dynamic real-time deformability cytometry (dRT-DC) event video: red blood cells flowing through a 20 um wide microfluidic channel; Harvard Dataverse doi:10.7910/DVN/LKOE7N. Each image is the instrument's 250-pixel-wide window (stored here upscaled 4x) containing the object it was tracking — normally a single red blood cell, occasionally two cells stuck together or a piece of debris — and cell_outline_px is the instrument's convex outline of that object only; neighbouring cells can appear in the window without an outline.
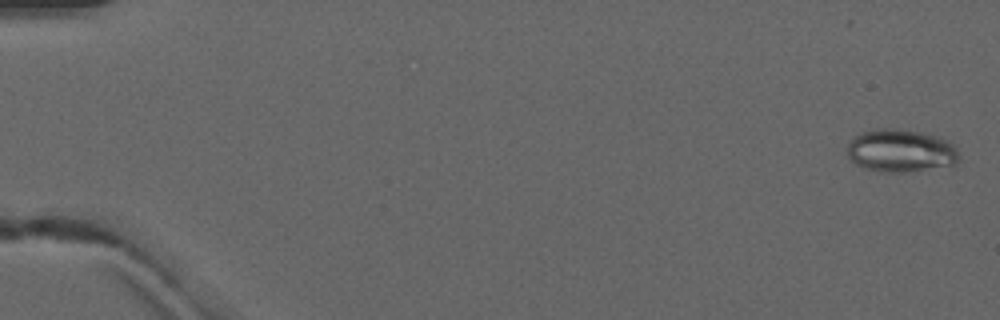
{"species": "common noctule bat (a hibernating species)", "species_latin": "Nyctalus noctula", "temperature_condition": "warm", "stored_images_in_passage": 5, "camera_frame_rate_fps": 3000, "um_per_image_px": 0.085, "animal": {"sex": "male", "forearm_length_mm": 52.5}, "frame": {"image": 1, "passage_image": 1, "time_ms": 0.0, "image_size_px": [1000, 320], "cell_outline_px": [[960, 156], [952, 164], [908, 172], [880, 172], [864, 168], [856, 164], [848, 156], [848, 144], [860, 132], [872, 128], [892, 128], [920, 132], [936, 136], [948, 140], [956, 148]], "centroid_in_image_um": [76.52, 12.8], "position_along_channel_um": 8.5, "area_um2": 27.74}}